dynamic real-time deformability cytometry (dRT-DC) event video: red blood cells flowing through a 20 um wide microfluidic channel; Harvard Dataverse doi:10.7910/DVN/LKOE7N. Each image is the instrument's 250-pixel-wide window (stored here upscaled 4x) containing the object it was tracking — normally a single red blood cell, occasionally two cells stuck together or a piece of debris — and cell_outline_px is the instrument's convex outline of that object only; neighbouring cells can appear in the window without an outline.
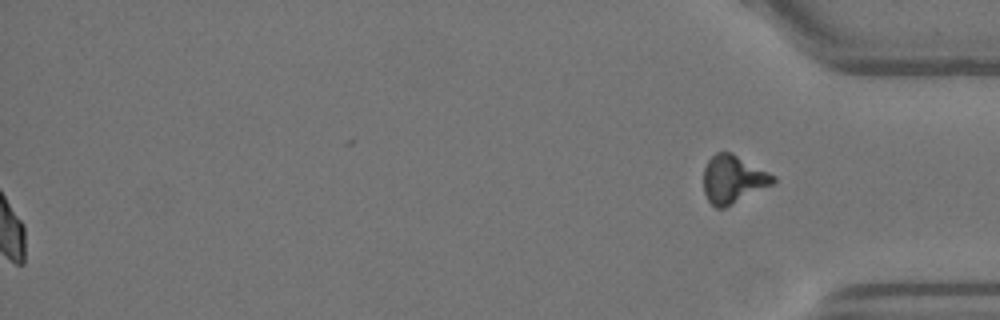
{"species": "Egyptian fruit bat (a non-hibernating species)", "species_latin": "Rousettus aegyptiacus", "temperature_condition": "warm", "stored_images_in_passage": 42, "segment_of_instrument_passage": [2, 2], "camera_frame_rate_fps": 3000, "um_per_image_px": 0.085, "animal": {"sex": "female"}, "frame": {"image": 1, "passage_image": 42, "time_ms": 13.667, "image_size_px": [1000, 320], "cell_outline_px": [[776, 180], [772, 184], [724, 208], [716, 208], [708, 200], [704, 192], [704, 168], [708, 160], [716, 152], [732, 152], [776, 176]], "centroid_in_image_um": [62.3, 15.22], "position_along_channel_um": 372.9, "area_um2": 19.25}}